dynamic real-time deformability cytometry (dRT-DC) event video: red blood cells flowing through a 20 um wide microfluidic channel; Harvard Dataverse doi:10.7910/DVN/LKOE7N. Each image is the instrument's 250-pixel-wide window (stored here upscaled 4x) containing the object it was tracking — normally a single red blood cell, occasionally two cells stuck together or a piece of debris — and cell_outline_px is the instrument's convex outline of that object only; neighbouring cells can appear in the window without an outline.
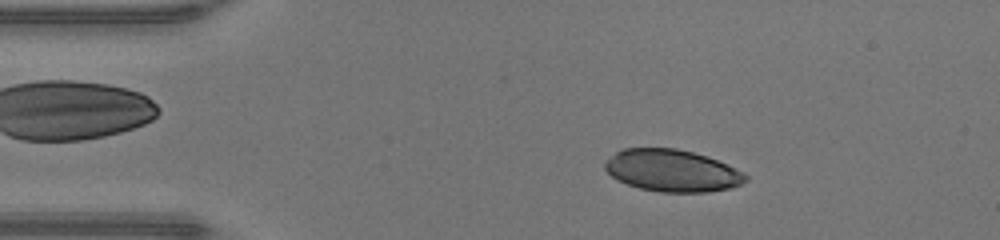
{"species": "human", "species_latin": "Homo sapiens", "temperature_condition": "warm", "stored_images_in_passage": 46, "camera_frame_rate_fps": 3000, "um_per_image_px": 0.085, "donor": {"sex": "male"}, "frame": {"image": 1, "passage_image": 7, "time_ms": 2.0, "image_size_px": [1000, 240], "cell_outline_px": [[748, 180], [740, 184], [728, 188], [704, 192], [660, 192], [640, 188], [628, 184], [612, 176], [604, 168], [604, 164], [616, 152], [624, 148], [676, 148], [708, 156], [744, 172], [748, 176]], "centroid_in_image_um": [57.15, 14.5], "position_along_channel_um": 27.9, "area_um2": 34.16}}
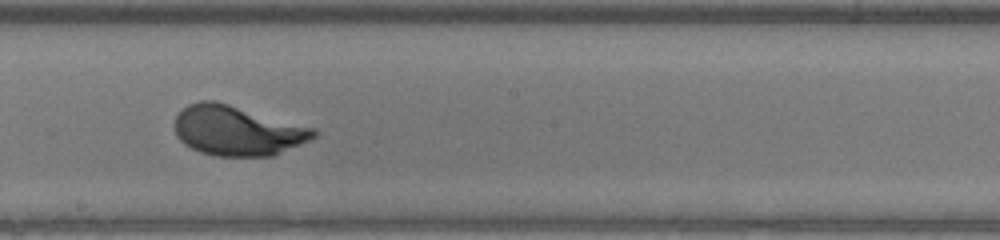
{"frame": {"image": 2, "passage_image": 25, "time_ms": 8.0, "image_size_px": [1000, 240], "cell_outline_px": [[316, 136], [308, 140], [272, 156], [216, 156], [200, 152], [184, 144], [176, 136], [176, 116], [188, 104], [200, 100], [216, 100], [316, 128]], "centroid_in_image_um": [20.16, 11.09], "position_along_channel_um": 228.0, "area_um2": 40.29}}
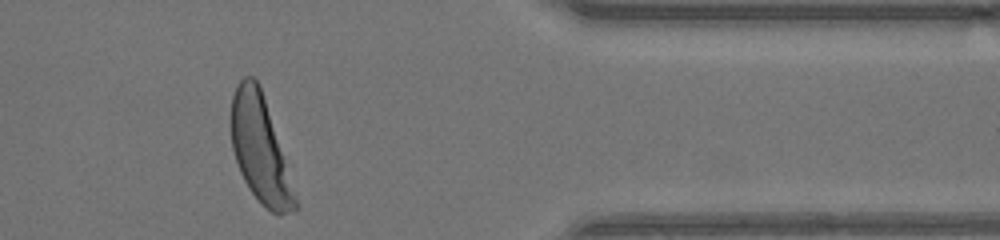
{"frame": {"image": 3, "passage_image": 38, "time_ms": 12.333, "image_size_px": [1000, 240], "cell_outline_px": [[300, 204], [296, 208], [280, 216], [272, 212], [252, 192], [244, 180], [240, 172], [232, 148], [232, 96], [236, 84], [244, 76], [252, 76], [260, 84]], "centroid_in_image_um": [22.13, 12.67], "position_along_channel_um": 389.3, "area_um2": 39.25}, "authors_computed_cell_mechanics": {"area_um2": 39.9687, "velocity_mm_per_s": 4.2952, "shape_relaxation_time_tau1_ms": 2.0796, "shape_relaxation_time_tau2_ms": null, "deformation_change_tau1": 0.1866, "deformation_change_tau2": null}}